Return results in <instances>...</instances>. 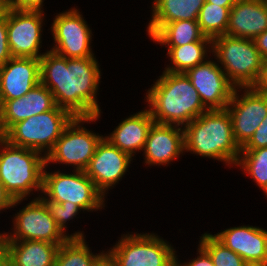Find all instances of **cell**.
Masks as SVG:
<instances>
[{"label":"cell","mask_w":267,"mask_h":266,"mask_svg":"<svg viewBox=\"0 0 267 266\" xmlns=\"http://www.w3.org/2000/svg\"><path fill=\"white\" fill-rule=\"evenodd\" d=\"M235 166L252 177L257 186L267 196V147L259 149H241Z\"/></svg>","instance_id":"4316f807"},{"label":"cell","mask_w":267,"mask_h":266,"mask_svg":"<svg viewBox=\"0 0 267 266\" xmlns=\"http://www.w3.org/2000/svg\"><path fill=\"white\" fill-rule=\"evenodd\" d=\"M6 9H7V6L4 5L2 2H0V18L4 15Z\"/></svg>","instance_id":"7bdbcfd3"},{"label":"cell","mask_w":267,"mask_h":266,"mask_svg":"<svg viewBox=\"0 0 267 266\" xmlns=\"http://www.w3.org/2000/svg\"><path fill=\"white\" fill-rule=\"evenodd\" d=\"M56 106L53 94L41 83L21 98L3 101V110L0 117V136L13 124L52 110Z\"/></svg>","instance_id":"d6986e66"},{"label":"cell","mask_w":267,"mask_h":266,"mask_svg":"<svg viewBox=\"0 0 267 266\" xmlns=\"http://www.w3.org/2000/svg\"><path fill=\"white\" fill-rule=\"evenodd\" d=\"M133 158L112 145L105 137L97 145L89 165L84 170L94 182L97 190L104 196L114 188L128 171ZM107 192V193H106Z\"/></svg>","instance_id":"5bb4252c"},{"label":"cell","mask_w":267,"mask_h":266,"mask_svg":"<svg viewBox=\"0 0 267 266\" xmlns=\"http://www.w3.org/2000/svg\"><path fill=\"white\" fill-rule=\"evenodd\" d=\"M87 243L85 238H69L59 246L55 266H92L102 252L94 254Z\"/></svg>","instance_id":"484cf974"},{"label":"cell","mask_w":267,"mask_h":266,"mask_svg":"<svg viewBox=\"0 0 267 266\" xmlns=\"http://www.w3.org/2000/svg\"><path fill=\"white\" fill-rule=\"evenodd\" d=\"M184 130V153L222 161L235 166L241 152L233 136L232 120L227 109L203 112Z\"/></svg>","instance_id":"3957f363"},{"label":"cell","mask_w":267,"mask_h":266,"mask_svg":"<svg viewBox=\"0 0 267 266\" xmlns=\"http://www.w3.org/2000/svg\"><path fill=\"white\" fill-rule=\"evenodd\" d=\"M44 12L16 11L7 7V35L12 57L40 59Z\"/></svg>","instance_id":"4fadbf2b"},{"label":"cell","mask_w":267,"mask_h":266,"mask_svg":"<svg viewBox=\"0 0 267 266\" xmlns=\"http://www.w3.org/2000/svg\"><path fill=\"white\" fill-rule=\"evenodd\" d=\"M266 29V0H237L232 6L226 35L253 40Z\"/></svg>","instance_id":"ffe728a7"},{"label":"cell","mask_w":267,"mask_h":266,"mask_svg":"<svg viewBox=\"0 0 267 266\" xmlns=\"http://www.w3.org/2000/svg\"><path fill=\"white\" fill-rule=\"evenodd\" d=\"M44 0H11L10 6L16 11H40L44 12Z\"/></svg>","instance_id":"836d02e7"},{"label":"cell","mask_w":267,"mask_h":266,"mask_svg":"<svg viewBox=\"0 0 267 266\" xmlns=\"http://www.w3.org/2000/svg\"><path fill=\"white\" fill-rule=\"evenodd\" d=\"M40 84V59L12 57L0 66L2 101L21 98Z\"/></svg>","instance_id":"e0dca14e"},{"label":"cell","mask_w":267,"mask_h":266,"mask_svg":"<svg viewBox=\"0 0 267 266\" xmlns=\"http://www.w3.org/2000/svg\"><path fill=\"white\" fill-rule=\"evenodd\" d=\"M51 212L52 217L54 218L57 226L62 230V232L67 235L69 238H85L84 233L82 231L71 233H66L67 229V221L76 218L78 212L83 211L78 205L73 204L71 202H45Z\"/></svg>","instance_id":"f546056e"},{"label":"cell","mask_w":267,"mask_h":266,"mask_svg":"<svg viewBox=\"0 0 267 266\" xmlns=\"http://www.w3.org/2000/svg\"><path fill=\"white\" fill-rule=\"evenodd\" d=\"M48 166L46 164L43 171V194L40 196L44 202H71L83 212L98 211L105 207V197L85 171L63 173L57 170L52 173L46 170Z\"/></svg>","instance_id":"52a82bcc"},{"label":"cell","mask_w":267,"mask_h":266,"mask_svg":"<svg viewBox=\"0 0 267 266\" xmlns=\"http://www.w3.org/2000/svg\"><path fill=\"white\" fill-rule=\"evenodd\" d=\"M231 8L205 1L198 17L202 33L210 39L225 35Z\"/></svg>","instance_id":"83f0119b"},{"label":"cell","mask_w":267,"mask_h":266,"mask_svg":"<svg viewBox=\"0 0 267 266\" xmlns=\"http://www.w3.org/2000/svg\"><path fill=\"white\" fill-rule=\"evenodd\" d=\"M60 245L38 240L3 241V250L11 266H55Z\"/></svg>","instance_id":"7402d4cb"},{"label":"cell","mask_w":267,"mask_h":266,"mask_svg":"<svg viewBox=\"0 0 267 266\" xmlns=\"http://www.w3.org/2000/svg\"><path fill=\"white\" fill-rule=\"evenodd\" d=\"M239 90L244 94L240 95ZM226 109L232 120L234 139L242 148L267 115V95L254 87H237Z\"/></svg>","instance_id":"7c38bea8"},{"label":"cell","mask_w":267,"mask_h":266,"mask_svg":"<svg viewBox=\"0 0 267 266\" xmlns=\"http://www.w3.org/2000/svg\"><path fill=\"white\" fill-rule=\"evenodd\" d=\"M99 119L98 116L74 117L46 156V164H66L74 166L75 171H84L104 136L89 131L83 124Z\"/></svg>","instance_id":"9c48e42d"},{"label":"cell","mask_w":267,"mask_h":266,"mask_svg":"<svg viewBox=\"0 0 267 266\" xmlns=\"http://www.w3.org/2000/svg\"><path fill=\"white\" fill-rule=\"evenodd\" d=\"M253 87L257 91L267 95V60L263 61L261 74Z\"/></svg>","instance_id":"74e56055"},{"label":"cell","mask_w":267,"mask_h":266,"mask_svg":"<svg viewBox=\"0 0 267 266\" xmlns=\"http://www.w3.org/2000/svg\"><path fill=\"white\" fill-rule=\"evenodd\" d=\"M4 255V250H3V233H0V256Z\"/></svg>","instance_id":"b9f144b4"},{"label":"cell","mask_w":267,"mask_h":266,"mask_svg":"<svg viewBox=\"0 0 267 266\" xmlns=\"http://www.w3.org/2000/svg\"><path fill=\"white\" fill-rule=\"evenodd\" d=\"M10 48L7 35V9L4 15L0 18V66L4 65L11 59Z\"/></svg>","instance_id":"1f68e13d"},{"label":"cell","mask_w":267,"mask_h":266,"mask_svg":"<svg viewBox=\"0 0 267 266\" xmlns=\"http://www.w3.org/2000/svg\"><path fill=\"white\" fill-rule=\"evenodd\" d=\"M80 13L73 7L53 18L51 33L55 44L50 50L66 58L95 57L92 30Z\"/></svg>","instance_id":"8fae6325"},{"label":"cell","mask_w":267,"mask_h":266,"mask_svg":"<svg viewBox=\"0 0 267 266\" xmlns=\"http://www.w3.org/2000/svg\"><path fill=\"white\" fill-rule=\"evenodd\" d=\"M205 0H154L147 26L150 39L166 24L179 20H198Z\"/></svg>","instance_id":"603a6c76"},{"label":"cell","mask_w":267,"mask_h":266,"mask_svg":"<svg viewBox=\"0 0 267 266\" xmlns=\"http://www.w3.org/2000/svg\"><path fill=\"white\" fill-rule=\"evenodd\" d=\"M212 55L237 87H253L261 74L263 59L254 40L218 36L212 39Z\"/></svg>","instance_id":"5b68a950"},{"label":"cell","mask_w":267,"mask_h":266,"mask_svg":"<svg viewBox=\"0 0 267 266\" xmlns=\"http://www.w3.org/2000/svg\"><path fill=\"white\" fill-rule=\"evenodd\" d=\"M244 266H267V262H247Z\"/></svg>","instance_id":"ab89813d"},{"label":"cell","mask_w":267,"mask_h":266,"mask_svg":"<svg viewBox=\"0 0 267 266\" xmlns=\"http://www.w3.org/2000/svg\"><path fill=\"white\" fill-rule=\"evenodd\" d=\"M13 217L12 232L3 233V241H47L63 244L69 237L57 226L44 200L37 195Z\"/></svg>","instance_id":"30bf717a"},{"label":"cell","mask_w":267,"mask_h":266,"mask_svg":"<svg viewBox=\"0 0 267 266\" xmlns=\"http://www.w3.org/2000/svg\"><path fill=\"white\" fill-rule=\"evenodd\" d=\"M74 116L66 109H54L13 124L1 137L9 144L47 156Z\"/></svg>","instance_id":"8992f818"},{"label":"cell","mask_w":267,"mask_h":266,"mask_svg":"<svg viewBox=\"0 0 267 266\" xmlns=\"http://www.w3.org/2000/svg\"><path fill=\"white\" fill-rule=\"evenodd\" d=\"M225 247L247 262H267V230L256 226H237L213 235Z\"/></svg>","instance_id":"ac0fdd59"},{"label":"cell","mask_w":267,"mask_h":266,"mask_svg":"<svg viewBox=\"0 0 267 266\" xmlns=\"http://www.w3.org/2000/svg\"><path fill=\"white\" fill-rule=\"evenodd\" d=\"M209 59L189 69L185 74L208 110L226 109L236 87L228 80L217 61Z\"/></svg>","instance_id":"9a60e30c"},{"label":"cell","mask_w":267,"mask_h":266,"mask_svg":"<svg viewBox=\"0 0 267 266\" xmlns=\"http://www.w3.org/2000/svg\"><path fill=\"white\" fill-rule=\"evenodd\" d=\"M205 1L222 7H232L237 2V0H205Z\"/></svg>","instance_id":"f35d334b"},{"label":"cell","mask_w":267,"mask_h":266,"mask_svg":"<svg viewBox=\"0 0 267 266\" xmlns=\"http://www.w3.org/2000/svg\"><path fill=\"white\" fill-rule=\"evenodd\" d=\"M99 67L96 57L66 58L47 50L40 58V83L51 91L56 105L74 117H101Z\"/></svg>","instance_id":"6da1fadb"},{"label":"cell","mask_w":267,"mask_h":266,"mask_svg":"<svg viewBox=\"0 0 267 266\" xmlns=\"http://www.w3.org/2000/svg\"><path fill=\"white\" fill-rule=\"evenodd\" d=\"M264 147H267V115L250 140L241 149H259Z\"/></svg>","instance_id":"4dcf8cb0"},{"label":"cell","mask_w":267,"mask_h":266,"mask_svg":"<svg viewBox=\"0 0 267 266\" xmlns=\"http://www.w3.org/2000/svg\"><path fill=\"white\" fill-rule=\"evenodd\" d=\"M46 157L38 151L9 144L0 136V182L14 199H28L43 190Z\"/></svg>","instance_id":"277c9868"},{"label":"cell","mask_w":267,"mask_h":266,"mask_svg":"<svg viewBox=\"0 0 267 266\" xmlns=\"http://www.w3.org/2000/svg\"><path fill=\"white\" fill-rule=\"evenodd\" d=\"M92 266H117V264L108 250H102V253L94 260Z\"/></svg>","instance_id":"8d00e7d4"},{"label":"cell","mask_w":267,"mask_h":266,"mask_svg":"<svg viewBox=\"0 0 267 266\" xmlns=\"http://www.w3.org/2000/svg\"><path fill=\"white\" fill-rule=\"evenodd\" d=\"M24 199H14L10 193L4 188V185L0 182V212L14 208L18 204H21Z\"/></svg>","instance_id":"e575fe53"},{"label":"cell","mask_w":267,"mask_h":266,"mask_svg":"<svg viewBox=\"0 0 267 266\" xmlns=\"http://www.w3.org/2000/svg\"><path fill=\"white\" fill-rule=\"evenodd\" d=\"M146 92V102L155 123L186 126L208 109L185 73L163 70Z\"/></svg>","instance_id":"7a4b0ae2"},{"label":"cell","mask_w":267,"mask_h":266,"mask_svg":"<svg viewBox=\"0 0 267 266\" xmlns=\"http://www.w3.org/2000/svg\"><path fill=\"white\" fill-rule=\"evenodd\" d=\"M0 2H2L4 5H6L7 7L10 6L11 0H0Z\"/></svg>","instance_id":"ee69618b"},{"label":"cell","mask_w":267,"mask_h":266,"mask_svg":"<svg viewBox=\"0 0 267 266\" xmlns=\"http://www.w3.org/2000/svg\"><path fill=\"white\" fill-rule=\"evenodd\" d=\"M199 244L208 252L214 266H244L245 261L234 251L225 247L211 233H204Z\"/></svg>","instance_id":"f1b7e54d"},{"label":"cell","mask_w":267,"mask_h":266,"mask_svg":"<svg viewBox=\"0 0 267 266\" xmlns=\"http://www.w3.org/2000/svg\"><path fill=\"white\" fill-rule=\"evenodd\" d=\"M167 56L171 65H167L164 71L174 73H186L189 69L205 62L212 53V41H197L181 46L167 47Z\"/></svg>","instance_id":"d4e9b609"},{"label":"cell","mask_w":267,"mask_h":266,"mask_svg":"<svg viewBox=\"0 0 267 266\" xmlns=\"http://www.w3.org/2000/svg\"><path fill=\"white\" fill-rule=\"evenodd\" d=\"M154 123L149 109L126 117L105 138L121 151L134 157L136 152L143 151L150 127Z\"/></svg>","instance_id":"44dd1931"},{"label":"cell","mask_w":267,"mask_h":266,"mask_svg":"<svg viewBox=\"0 0 267 266\" xmlns=\"http://www.w3.org/2000/svg\"><path fill=\"white\" fill-rule=\"evenodd\" d=\"M0 266H11L8 259L4 255L0 258Z\"/></svg>","instance_id":"60d3db41"},{"label":"cell","mask_w":267,"mask_h":266,"mask_svg":"<svg viewBox=\"0 0 267 266\" xmlns=\"http://www.w3.org/2000/svg\"><path fill=\"white\" fill-rule=\"evenodd\" d=\"M253 40L263 61L267 60V29Z\"/></svg>","instance_id":"d590c367"},{"label":"cell","mask_w":267,"mask_h":266,"mask_svg":"<svg viewBox=\"0 0 267 266\" xmlns=\"http://www.w3.org/2000/svg\"><path fill=\"white\" fill-rule=\"evenodd\" d=\"M141 152L148 166H168L184 152L183 127L154 122Z\"/></svg>","instance_id":"2e32d148"},{"label":"cell","mask_w":267,"mask_h":266,"mask_svg":"<svg viewBox=\"0 0 267 266\" xmlns=\"http://www.w3.org/2000/svg\"><path fill=\"white\" fill-rule=\"evenodd\" d=\"M151 40L164 47L181 46L197 41H212L202 33L198 20H179L166 23Z\"/></svg>","instance_id":"cb8c5ba5"},{"label":"cell","mask_w":267,"mask_h":266,"mask_svg":"<svg viewBox=\"0 0 267 266\" xmlns=\"http://www.w3.org/2000/svg\"><path fill=\"white\" fill-rule=\"evenodd\" d=\"M197 248V255H199L196 258H193L189 262L182 263L177 257L175 266H214L212 258L208 252L200 244Z\"/></svg>","instance_id":"d6a6232c"},{"label":"cell","mask_w":267,"mask_h":266,"mask_svg":"<svg viewBox=\"0 0 267 266\" xmlns=\"http://www.w3.org/2000/svg\"><path fill=\"white\" fill-rule=\"evenodd\" d=\"M2 110H3V101H2L1 93H0V117H1V114H2Z\"/></svg>","instance_id":"f6af8a7d"},{"label":"cell","mask_w":267,"mask_h":266,"mask_svg":"<svg viewBox=\"0 0 267 266\" xmlns=\"http://www.w3.org/2000/svg\"><path fill=\"white\" fill-rule=\"evenodd\" d=\"M117 266H175L176 251L155 233L123 234L108 250Z\"/></svg>","instance_id":"ba28073f"}]
</instances>
